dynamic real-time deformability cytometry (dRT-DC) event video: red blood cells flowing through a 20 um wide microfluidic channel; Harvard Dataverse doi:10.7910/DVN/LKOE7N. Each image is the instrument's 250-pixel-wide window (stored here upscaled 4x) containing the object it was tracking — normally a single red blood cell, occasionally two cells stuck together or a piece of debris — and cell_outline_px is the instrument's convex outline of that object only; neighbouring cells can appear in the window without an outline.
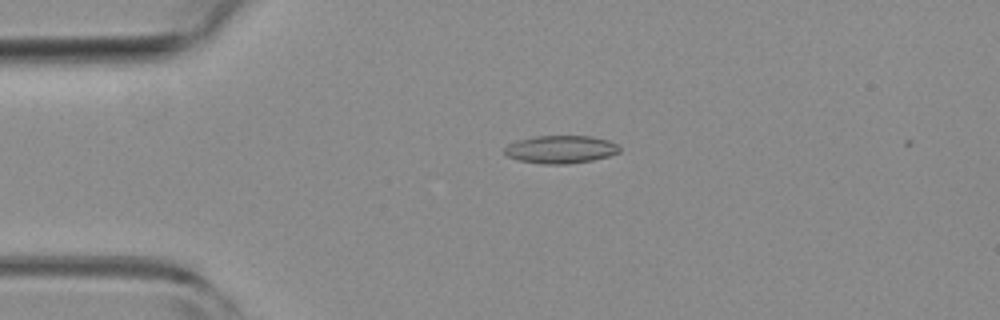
{"species": "common noctule bat (a hibernating species)", "species_latin": "Nyctalus noctula", "temperature_condition": "room temperature", "stored_images_in_passage": 2, "camera_frame_rate_fps": 3000, "um_per_image_px": 0.085, "animal": {"sex": "female", "body_mass_g": 19.3, "forearm_length_mm": 54.1}, "frame": {"image": 1, "passage_image": 2, "time_ms": 0.333, "image_size_px": [1000, 320], "cell_outline_px": [[620, 152], [608, 156], [592, 160], [568, 164], [544, 164], [520, 160], [508, 156], [504, 152], [504, 148], [508, 144], [520, 140], [536, 136], [592, 136], [608, 140], [616, 144], [620, 148]], "centroid_in_image_um": [47.68, 12.7], "position_along_channel_um": 37.3, "area_um2": 18.5}}